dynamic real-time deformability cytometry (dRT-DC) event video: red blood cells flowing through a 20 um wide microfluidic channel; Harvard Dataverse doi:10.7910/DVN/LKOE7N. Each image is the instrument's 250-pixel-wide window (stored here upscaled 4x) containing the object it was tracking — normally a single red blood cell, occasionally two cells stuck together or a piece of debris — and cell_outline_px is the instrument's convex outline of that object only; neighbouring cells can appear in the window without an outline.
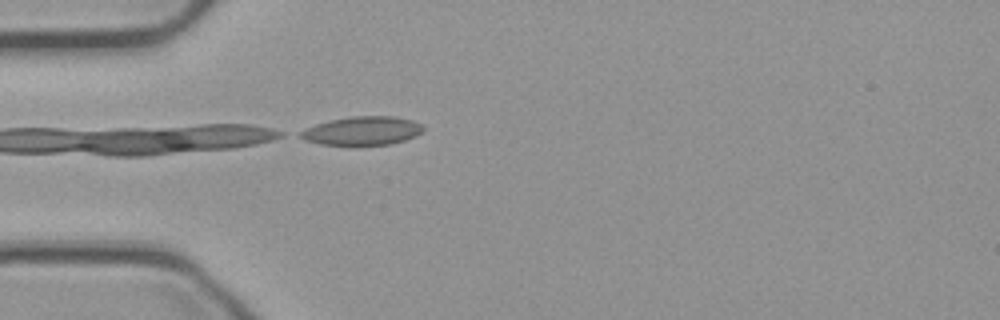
{"species": "common noctule bat (a hibernating species)", "species_latin": "Nyctalus noctula", "temperature_condition": "cold", "stored_images_in_passage": 10, "camera_frame_rate_fps": 3000, "um_per_image_px": 0.085, "animal": {"sex": "male", "body_mass_g": 23.1, "forearm_length_mm": 52.7}, "frame": {"image": 1, "passage_image": 1, "time_ms": 0.0, "image_size_px": [1000, 320], "cell_outline_px": [[424, 132], [416, 136], [404, 140], [388, 144], [352, 148], [320, 144], [304, 140], [296, 136], [300, 132], [316, 124], [332, 120], [352, 116], [392, 116], [412, 120], [420, 124], [424, 128]], "centroid_in_image_um": [30.77, 11.17], "position_along_channel_um": 54.2, "area_um2": 21.15}}
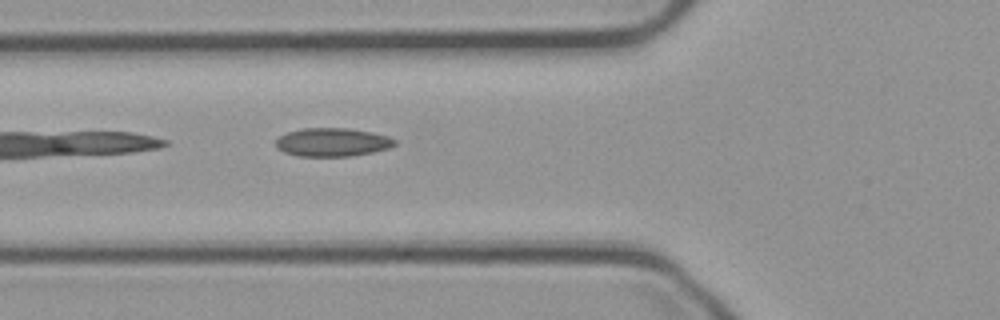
{"frame": {"image": 2, "passage_image": 5, "time_ms": 1.333, "image_size_px": [1000, 320], "cell_outline_px": [[396, 144], [388, 148], [372, 152], [352, 156], [300, 156], [284, 152], [276, 144], [276, 140], [280, 136], [288, 132], [300, 128], [348, 128], [372, 132], [388, 136], [396, 140]], "centroid_in_image_um": [28.27, 12.08], "position_along_channel_um": 97.5, "area_um2": 19.59}}